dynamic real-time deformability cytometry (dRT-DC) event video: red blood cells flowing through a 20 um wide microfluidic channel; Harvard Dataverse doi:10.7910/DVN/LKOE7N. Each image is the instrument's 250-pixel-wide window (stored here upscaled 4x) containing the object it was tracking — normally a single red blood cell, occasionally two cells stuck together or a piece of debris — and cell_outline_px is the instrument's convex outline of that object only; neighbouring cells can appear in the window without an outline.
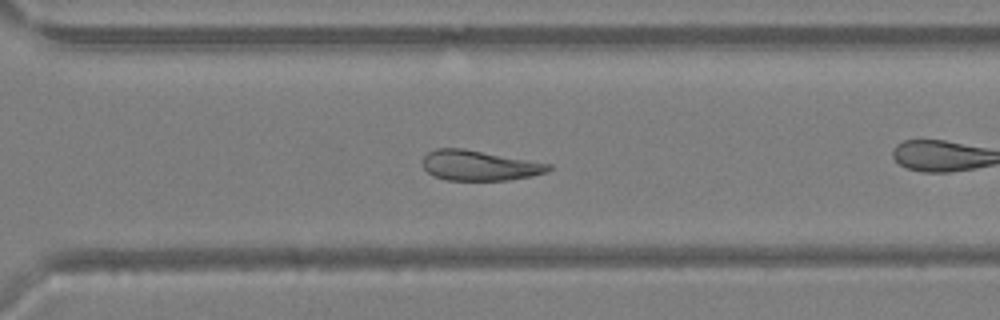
{"species": "Egyptian fruit bat (a non-hibernating species)", "species_latin": "Rousettus aegyptiacus", "temperature_condition": "warm", "stored_images_in_passage": 42, "camera_frame_rate_fps": 3000, "um_per_image_px": 0.085, "animal": {"sex": "female"}, "frame": {"image": 1, "passage_image": 30, "time_ms": 9.667, "image_size_px": [1000, 320], "cell_outline_px": [[552, 168], [548, 172], [532, 176], [508, 180], [444, 180], [432, 176], [420, 164], [424, 156], [428, 152], [436, 148], [464, 148], [552, 164]], "centroid_in_image_um": [40.72, 14.06], "position_along_channel_um": 329.9, "area_um2": 22.43}}
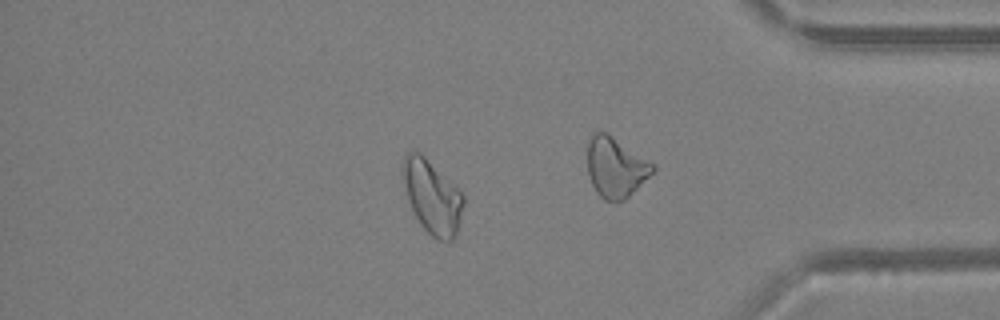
{"frame": {"image": 2, "passage_image": 36, "time_ms": 11.667, "image_size_px": [1000, 320], "cell_outline_px": [[464, 204], [456, 236], [448, 244], [432, 236], [420, 224], [404, 192], [400, 176], [400, 168], [404, 156], [408, 152], [420, 152], [464, 196]], "centroid_in_image_um": [36.69, 16.74], "position_along_channel_um": 398.5, "area_um2": 26.01}}